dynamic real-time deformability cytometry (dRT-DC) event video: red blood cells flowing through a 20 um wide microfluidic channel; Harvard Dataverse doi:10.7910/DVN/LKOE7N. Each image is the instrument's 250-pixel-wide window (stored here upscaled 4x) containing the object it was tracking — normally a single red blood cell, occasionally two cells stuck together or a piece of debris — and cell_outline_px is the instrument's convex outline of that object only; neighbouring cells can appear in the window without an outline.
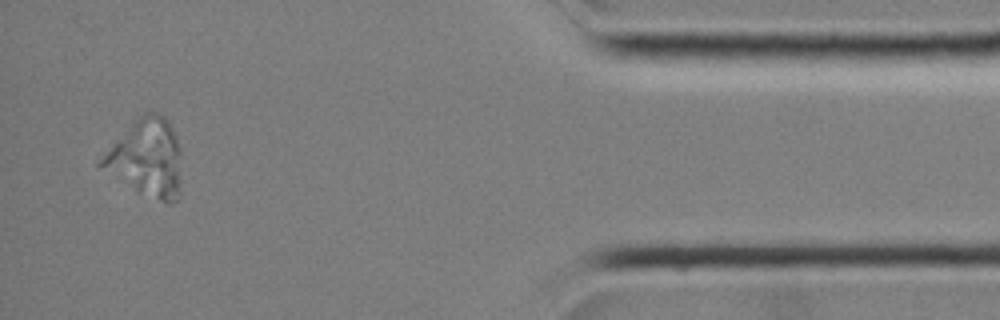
{"species": "common noctule bat (a hibernating species)", "species_latin": "Nyctalus noctula", "temperature_condition": "room temperature", "stored_images_in_passage": 30, "camera_frame_rate_fps": 3000, "um_per_image_px": 0.085, "animal": {"sex": "female", "body_mass_g": 19.0, "forearm_length_mm": 51.5}, "frame": {"image": 1, "passage_image": 28, "time_ms": 9.0, "image_size_px": [1000, 320], "cell_outline_px": [[180, 156], [176, 200], [172, 204], [168, 204], [160, 200], [96, 164], [136, 120], [144, 112], [156, 112], [164, 116], [168, 120], [176, 136], [180, 148]], "centroid_in_image_um": [12.52, 13.35], "position_along_channel_um": 422.7, "area_um2": 33.76}}